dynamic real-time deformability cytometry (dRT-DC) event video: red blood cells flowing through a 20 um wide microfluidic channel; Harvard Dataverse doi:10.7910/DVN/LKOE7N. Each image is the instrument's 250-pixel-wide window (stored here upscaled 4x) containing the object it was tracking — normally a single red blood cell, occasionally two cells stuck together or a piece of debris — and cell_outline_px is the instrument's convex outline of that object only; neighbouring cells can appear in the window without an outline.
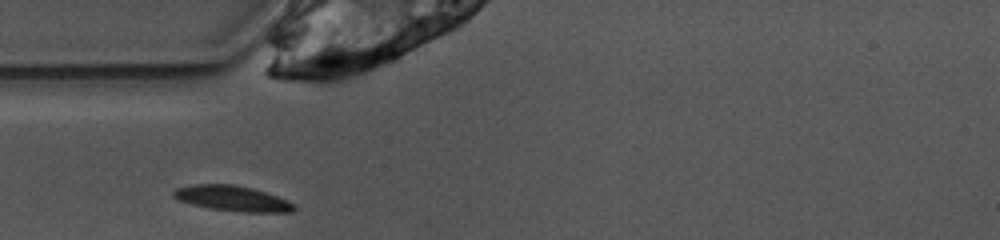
{"species": "common noctule bat (a hibernating species)", "species_latin": "Nyctalus noctula", "temperature_condition": "warm", "stored_images_in_passage": 24, "camera_frame_rate_fps": 3000, "um_per_image_px": 0.085, "animal": {"sex": "female", "body_mass_g": 10.0, "forearm_length_mm": 53.1}, "frame": {"image": 1, "passage_image": 1, "time_ms": 0.0, "image_size_px": [1000, 240], "cell_outline_px": [[296, 208], [292, 212], [244, 212], [212, 208], [192, 204], [176, 200], [172, 196], [172, 192], [176, 188], [196, 184], [232, 184], [252, 188], [276, 196], [296, 204]], "centroid_in_image_um": [19.74, 16.86], "position_along_channel_um": 65.3, "area_um2": 17.69}}
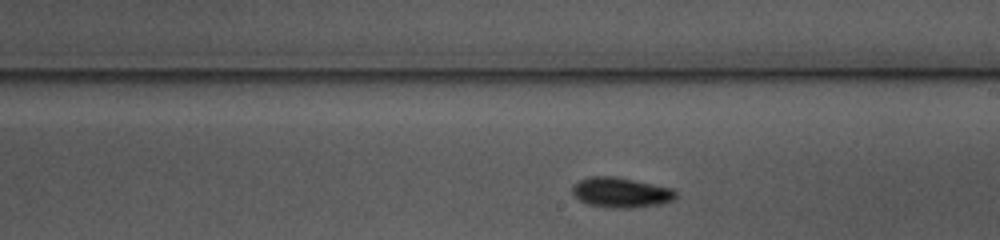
{"frame": {"image": 2, "passage_image": 14, "time_ms": 4.333, "image_size_px": [1000, 240], "cell_outline_px": [[676, 196], [672, 200], [664, 204], [628, 208], [604, 208], [588, 204], [580, 200], [572, 192], [572, 184], [588, 176], [616, 176], [672, 188], [676, 192]], "centroid_in_image_um": [52.76, 16.36], "position_along_channel_um": 236.2, "area_um2": 18.32}}
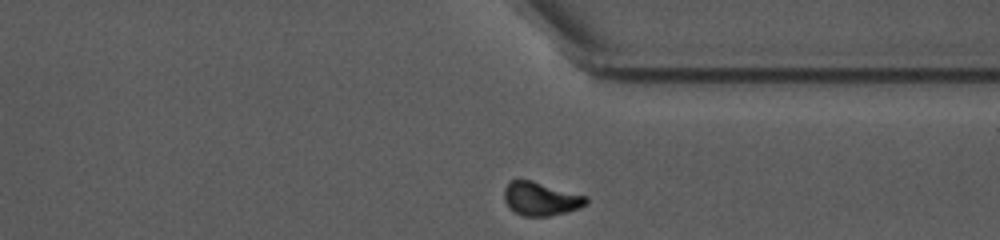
{"frame": {"image": 3, "passage_image": 24, "time_ms": 7.667, "image_size_px": [1000, 240], "cell_outline_px": [[588, 204], [580, 208], [568, 212], [548, 216], [524, 216], [508, 208], [504, 200], [504, 188], [512, 180], [532, 180], [588, 196]], "centroid_in_image_um": [46.0, 16.9], "position_along_channel_um": 365.4, "area_um2": 16.18}, "authors_computed_cell_mechanics": {"area_um2": 17.051, "velocity_mm_per_s": 3.9173, "shape_relaxation_time_tau1_ms": 2.985, "shape_relaxation_time_tau2_ms": null, "deformation_change_tau1": 0.1196, "deformation_change_tau2": null}}